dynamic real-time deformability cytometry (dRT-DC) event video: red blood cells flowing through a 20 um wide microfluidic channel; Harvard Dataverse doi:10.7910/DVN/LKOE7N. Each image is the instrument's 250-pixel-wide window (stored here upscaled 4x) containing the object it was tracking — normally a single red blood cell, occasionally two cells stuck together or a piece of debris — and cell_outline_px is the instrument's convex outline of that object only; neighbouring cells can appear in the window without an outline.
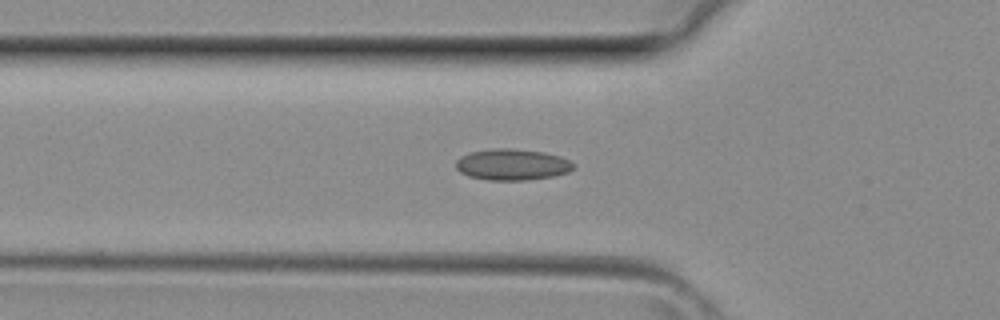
{"species": "common noctule bat (a hibernating species)", "species_latin": "Nyctalus noctula", "temperature_condition": "room temperature", "stored_images_in_passage": 24, "camera_frame_rate_fps": 3000, "um_per_image_px": 0.085, "animal": {"sex": "female", "body_mass_g": 29.2, "forearm_length_mm": 56.3}, "frame": {"image": 1, "passage_image": 2, "time_ms": 0.333, "image_size_px": [1000, 320], "cell_outline_px": [[572, 168], [568, 172], [552, 176], [524, 180], [488, 180], [468, 176], [460, 172], [456, 168], [456, 160], [460, 156], [472, 152], [496, 148], [508, 148], [544, 152], [560, 156], [568, 160], [572, 164]], "centroid_in_image_um": [43.49, 13.99], "position_along_channel_um": 82.3, "area_um2": 21.15}}
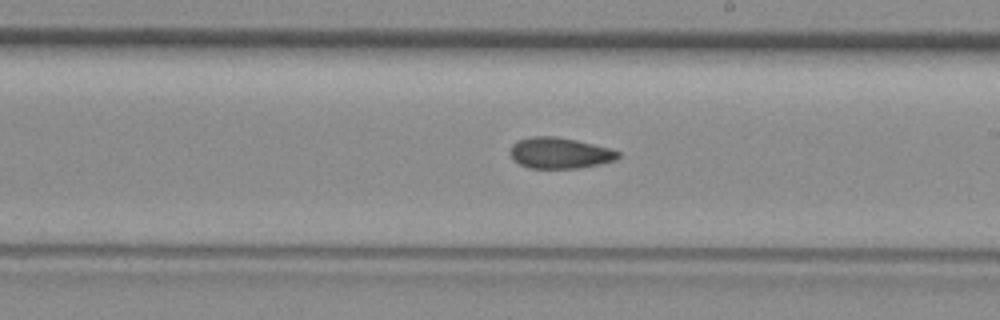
{"frame": {"image": 2, "passage_image": 11, "time_ms": 3.333, "image_size_px": [1000, 320], "cell_outline_px": [[620, 156], [616, 160], [600, 164], [580, 168], [528, 168], [512, 160], [512, 144], [520, 140], [532, 136], [556, 136], [576, 140], [608, 148], [620, 152]], "centroid_in_image_um": [47.59, 13.01], "position_along_channel_um": 241.4, "area_um2": 19.36}}
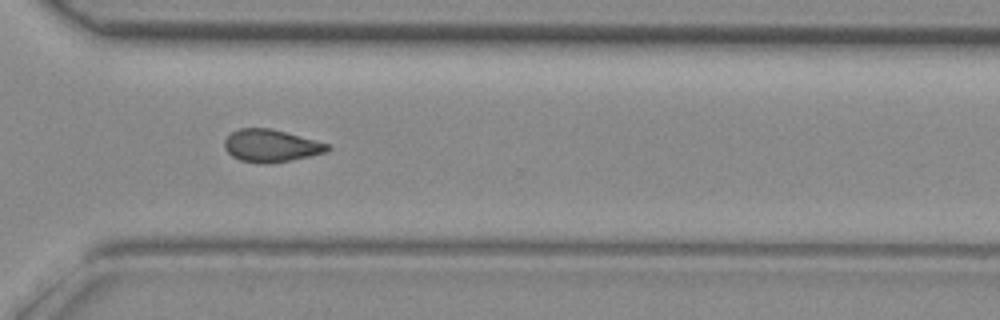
{"frame": {"image": 3, "passage_image": 17, "time_ms": 5.333, "image_size_px": [1000, 320], "cell_outline_px": [[332, 148], [324, 152], [308, 156], [268, 164], [264, 164], [240, 160], [232, 156], [224, 148], [224, 140], [232, 132], [240, 128], [268, 128], [332, 144]], "centroid_in_image_um": [23.03, 12.39], "position_along_channel_um": 347.6, "area_um2": 19.31}}